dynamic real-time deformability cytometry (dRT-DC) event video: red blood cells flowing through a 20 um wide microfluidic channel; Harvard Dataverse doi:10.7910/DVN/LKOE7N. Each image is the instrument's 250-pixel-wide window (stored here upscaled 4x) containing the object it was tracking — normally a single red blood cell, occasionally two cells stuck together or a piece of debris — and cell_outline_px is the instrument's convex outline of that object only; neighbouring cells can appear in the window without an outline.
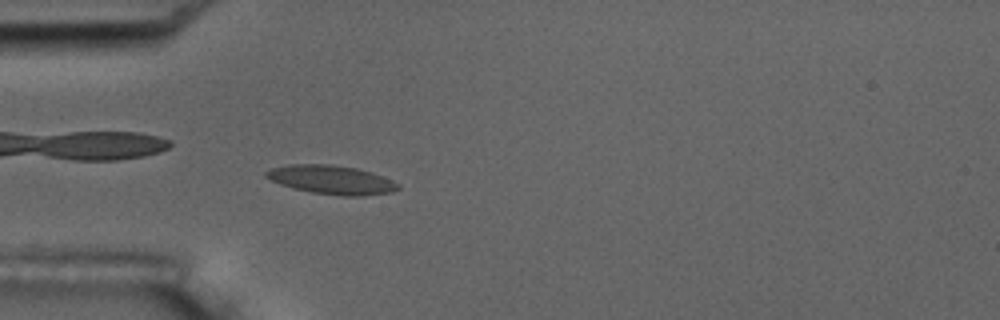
{"species": "common noctule bat (a hibernating species)", "species_latin": "Nyctalus noctula", "temperature_condition": "room temperature", "stored_images_in_passage": 6, "camera_frame_rate_fps": 3000, "um_per_image_px": 0.085, "animal": {"sex": "male", "body_mass_g": 17.5, "forearm_length_mm": 52.3}, "frame": {"image": 1, "passage_image": 6, "time_ms": 5.667, "image_size_px": [1000, 320], "cell_outline_px": [[400, 188], [392, 192], [360, 196], [344, 196], [312, 192], [292, 188], [280, 184], [264, 176], [264, 172], [272, 168], [288, 164], [332, 164], [356, 168], [372, 172], [392, 180], [400, 184]], "centroid_in_image_um": [28.18, 15.27], "position_along_channel_um": 56.8, "area_um2": 22.2}}